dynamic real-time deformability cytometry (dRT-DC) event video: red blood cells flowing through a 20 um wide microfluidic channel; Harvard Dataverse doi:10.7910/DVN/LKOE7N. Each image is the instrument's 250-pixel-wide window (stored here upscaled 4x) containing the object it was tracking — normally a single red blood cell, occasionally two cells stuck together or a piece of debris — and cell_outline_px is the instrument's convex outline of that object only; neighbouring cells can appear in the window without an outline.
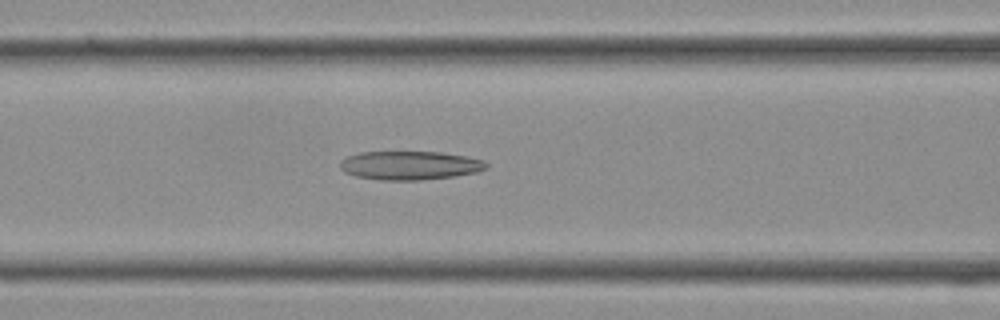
{"species": "Egyptian fruit bat (a non-hibernating species)", "species_latin": "Rousettus aegyptiacus", "temperature_condition": "cold", "stored_images_in_passage": 37, "camera_frame_rate_fps": 3000, "um_per_image_px": 0.085, "frame": {"image": 1, "passage_image": 15, "time_ms": 4.667, "image_size_px": [1000, 320], "cell_outline_px": [[488, 168], [476, 172], [456, 176], [420, 180], [380, 180], [356, 176], [344, 172], [340, 168], [340, 160], [348, 156], [360, 152], [440, 152], [464, 156], [484, 160], [488, 164]], "centroid_in_image_um": [34.84, 14.06], "position_along_channel_um": 131.8, "area_um2": 24.51}}
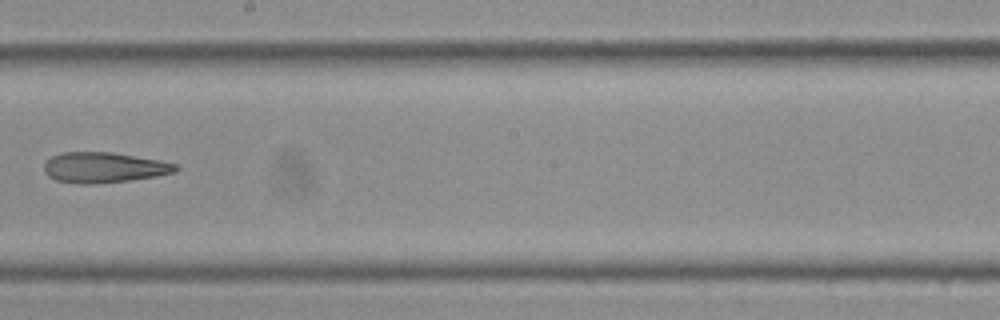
{"frame": {"image": 2, "passage_image": 21, "time_ms": 6.667, "image_size_px": [1000, 320], "cell_outline_px": [[180, 168], [176, 172], [156, 176], [132, 180], [92, 184], [80, 184], [56, 180], [48, 176], [44, 172], [44, 160], [60, 152], [112, 152], [160, 160], [176, 164]], "centroid_in_image_um": [8.82, 14.23], "position_along_channel_um": 239.4, "area_um2": 23.58}}
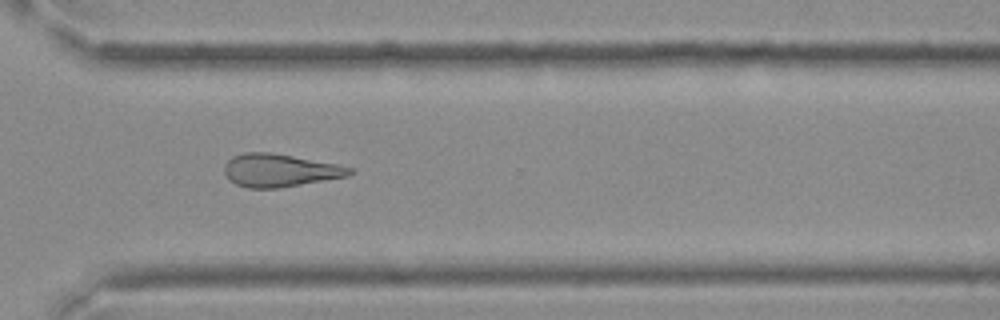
{"frame": {"image": 3, "passage_image": 27, "time_ms": 8.667, "image_size_px": [1000, 320], "cell_outline_px": [[352, 172], [348, 176], [280, 188], [248, 188], [236, 184], [228, 180], [224, 172], [224, 164], [232, 156], [244, 152], [272, 152], [336, 164], [352, 168]], "centroid_in_image_um": [23.72, 14.48], "position_along_channel_um": 346.9, "area_um2": 24.04}}